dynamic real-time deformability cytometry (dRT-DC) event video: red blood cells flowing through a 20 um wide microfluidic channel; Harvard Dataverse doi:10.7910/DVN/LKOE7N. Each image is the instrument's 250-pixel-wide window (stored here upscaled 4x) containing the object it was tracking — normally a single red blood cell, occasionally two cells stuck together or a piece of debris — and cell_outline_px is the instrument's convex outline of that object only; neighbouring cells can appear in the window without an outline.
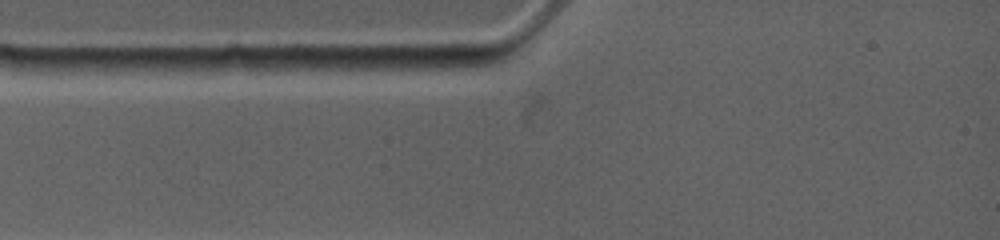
{"species": "common noctule bat (a hibernating species)", "species_latin": "Nyctalus noctula", "temperature_condition": "warm", "stored_images_in_passage": 2, "camera_frame_rate_fps": 4500, "um_per_image_px": 0.085, "animal": {"sex": "female", "body_mass_g": 19.0, "forearm_length_mm": 53.3}, "frame": {"image": 1, "passage_image": 1, "time_ms": 0.0, "image_size_px": [1000, 240], "cell_outline_px": [[500, 60], [488, 64], [452, 72], [400, 76], [364, 68], [376, 56], [488, 56]], "centroid_in_image_um": [36.21, 5.46], "position_along_channel_um": 48.8, "area_um2": 13.87}}